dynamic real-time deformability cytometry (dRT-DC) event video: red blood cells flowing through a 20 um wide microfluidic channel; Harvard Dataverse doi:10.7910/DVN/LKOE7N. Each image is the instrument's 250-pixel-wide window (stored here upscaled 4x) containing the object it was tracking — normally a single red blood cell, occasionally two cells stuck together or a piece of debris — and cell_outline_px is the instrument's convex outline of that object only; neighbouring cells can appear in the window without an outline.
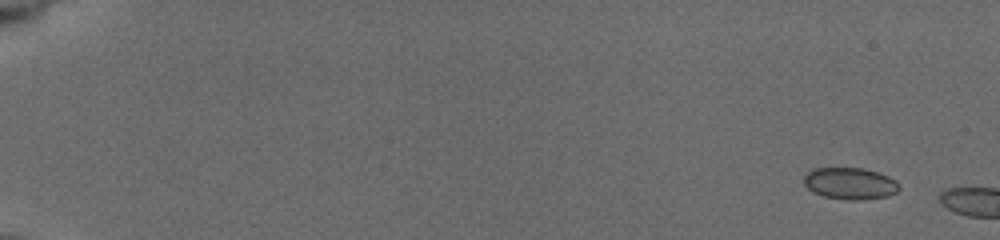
{"species": "common noctule bat (a hibernating species)", "species_latin": "Nyctalus noctula", "temperature_condition": "cold", "stored_images_in_passage": 4, "camera_frame_rate_fps": 3000, "um_per_image_px": 0.085, "animal": {"sex": "female", "body_mass_g": 19.5, "forearm_length_mm": 54.1}, "frame": {"image": 1, "passage_image": 2, "time_ms": 0.667, "image_size_px": [1000, 240], "cell_outline_px": [[900, 188], [896, 192], [888, 196], [856, 200], [848, 200], [824, 196], [812, 192], [804, 184], [804, 176], [812, 168], [864, 168], [888, 176], [896, 180], [900, 184]], "centroid_in_image_um": [72.26, 15.59], "position_along_channel_um": 12.7, "area_um2": 17.63}}